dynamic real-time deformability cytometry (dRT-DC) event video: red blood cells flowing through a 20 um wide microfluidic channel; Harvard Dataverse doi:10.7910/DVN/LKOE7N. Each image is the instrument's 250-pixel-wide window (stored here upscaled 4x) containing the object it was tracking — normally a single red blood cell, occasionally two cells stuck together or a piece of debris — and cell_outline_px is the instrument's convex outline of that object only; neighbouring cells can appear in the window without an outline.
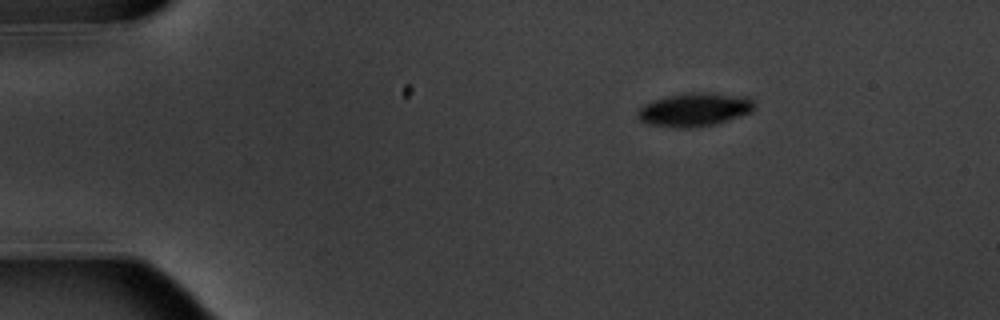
{"species": "common noctule bat (a hibernating species)", "species_latin": "Nyctalus noctula", "temperature_condition": "warm", "stored_images_in_passage": 9, "camera_frame_rate_fps": 3000, "um_per_image_px": 0.085, "animal": {"sex": "male", "body_mass_g": 20.1, "forearm_length_mm": 53.5}, "frame": {"image": 1, "passage_image": 1, "time_ms": 0.0, "image_size_px": [1000, 320], "cell_outline_px": [[756, 108], [752, 112], [716, 124], [688, 128], [676, 128], [648, 124], [640, 120], [636, 116], [636, 112], [644, 104], [652, 100], [684, 92], [712, 92], [748, 96], [756, 104]], "centroid_in_image_um": [59.06, 9.3], "position_along_channel_um": 25.9, "area_um2": 23.24}}
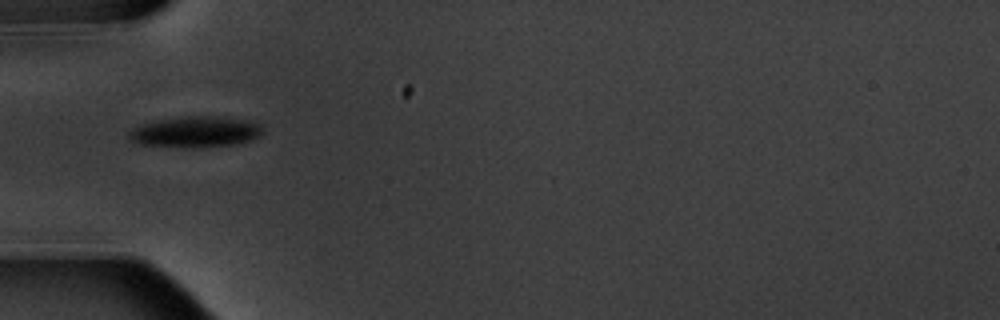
{"frame": {"image": 2, "passage_image": 4, "time_ms": 3.333, "image_size_px": [1000, 320], "cell_outline_px": [[264, 132], [260, 136], [252, 140], [240, 144], [196, 148], [184, 148], [140, 144], [128, 140], [128, 132], [132, 128], [156, 120], [184, 116], [224, 116], [248, 120], [260, 124]], "centroid_in_image_um": [16.65, 11.22], "position_along_channel_um": 68.3, "area_um2": 24.74}}
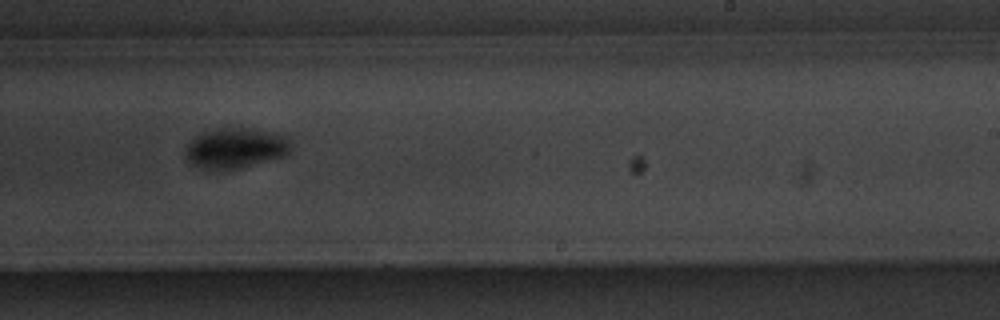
{"frame": {"image": 3, "passage_image": 9, "time_ms": 9.0, "image_size_px": [1000, 320], "cell_outline_px": [[292, 148], [284, 156], [240, 168], [224, 172], [212, 172], [200, 168], [192, 164], [184, 156], [184, 148], [200, 132], [216, 128], [252, 128], [276, 132], [284, 136], [288, 140]], "centroid_in_image_um": [19.96, 12.61], "position_along_channel_um": 269.0, "area_um2": 25.49}}